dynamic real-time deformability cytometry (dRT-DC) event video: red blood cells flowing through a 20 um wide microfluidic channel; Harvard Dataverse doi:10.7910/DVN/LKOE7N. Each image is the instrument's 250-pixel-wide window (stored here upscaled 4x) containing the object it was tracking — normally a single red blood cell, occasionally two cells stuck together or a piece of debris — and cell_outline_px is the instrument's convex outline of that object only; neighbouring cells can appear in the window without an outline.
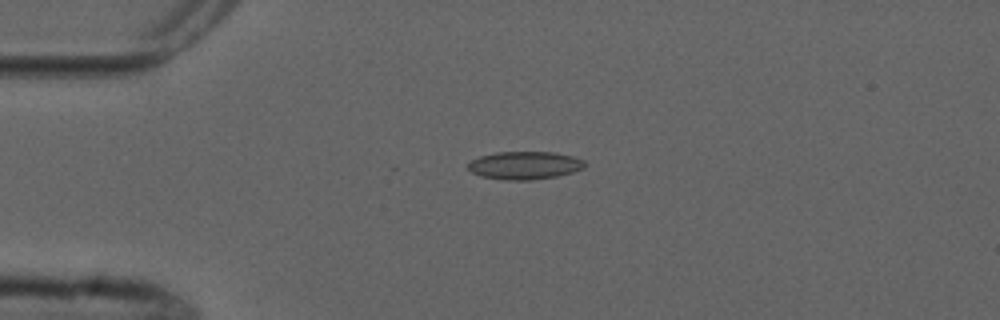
{"species": "common noctule bat (a hibernating species)", "species_latin": "Nyctalus noctula", "temperature_condition": "cold", "stored_images_in_passage": 3, "camera_frame_rate_fps": 3000, "um_per_image_px": 0.085, "animal": {"sex": "male", "forearm_length_mm": 52.5}, "frame": {"image": 1, "passage_image": 2, "time_ms": 1.333, "image_size_px": [1000, 320], "cell_outline_px": [[584, 168], [572, 172], [556, 176], [532, 180], [504, 180], [480, 176], [472, 172], [468, 168], [468, 164], [472, 160], [480, 156], [496, 152], [552, 152], [572, 156], [584, 160]], "centroid_in_image_um": [44.58, 14.06], "position_along_channel_um": 40.4, "area_um2": 18.9}}